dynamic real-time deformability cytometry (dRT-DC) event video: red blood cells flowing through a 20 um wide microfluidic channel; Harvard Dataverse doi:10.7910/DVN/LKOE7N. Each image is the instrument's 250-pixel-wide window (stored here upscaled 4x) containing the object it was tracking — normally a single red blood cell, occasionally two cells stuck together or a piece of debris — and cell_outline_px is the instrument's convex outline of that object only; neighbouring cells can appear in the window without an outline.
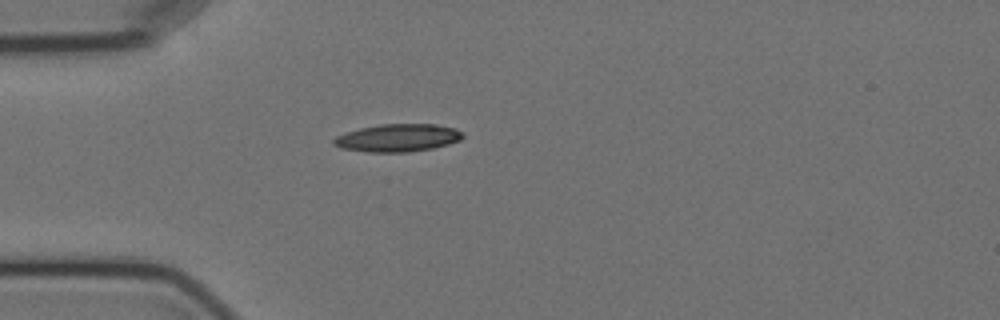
{"species": "Egyptian fruit bat (a non-hibernating species)", "species_latin": "Rousettus aegyptiacus", "temperature_condition": "cold", "stored_images_in_passage": 5, "camera_frame_rate_fps": 3000, "um_per_image_px": 0.085, "animal": {"sex": "female"}, "frame": {"image": 1, "passage_image": 5, "time_ms": 4.667, "image_size_px": [1000, 320], "cell_outline_px": [[464, 136], [460, 140], [448, 144], [432, 148], [408, 152], [368, 152], [340, 148], [332, 144], [332, 140], [336, 136], [360, 128], [380, 124], [436, 124], [456, 128], [464, 132]], "centroid_in_image_um": [33.82, 11.71], "position_along_channel_um": 51.2, "area_um2": 20.92}}